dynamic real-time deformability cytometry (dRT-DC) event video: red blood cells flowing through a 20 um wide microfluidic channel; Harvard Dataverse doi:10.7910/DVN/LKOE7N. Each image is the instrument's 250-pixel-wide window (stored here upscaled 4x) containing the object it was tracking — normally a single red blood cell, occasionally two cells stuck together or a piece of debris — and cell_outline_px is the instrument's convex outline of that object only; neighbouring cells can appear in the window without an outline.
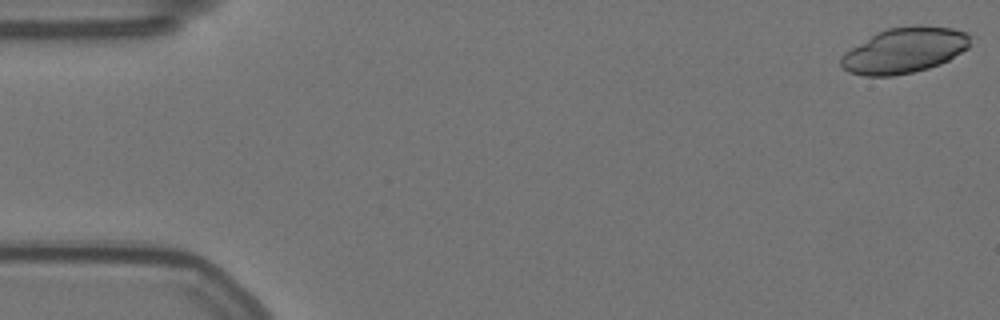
{"species": "Egyptian fruit bat (a non-hibernating species)", "species_latin": "Rousettus aegyptiacus", "temperature_condition": "warm", "stored_images_in_passage": 56, "camera_frame_rate_fps": 3000, "um_per_image_px": 0.085, "animal": {"sex": "female"}, "frame": {"image": 1, "passage_image": 1, "time_ms": 0.0, "image_size_px": [1000, 320], "cell_outline_px": [[968, 48], [948, 60], [940, 64], [928, 68], [912, 72], [892, 76], [864, 76], [848, 72], [840, 68], [840, 56], [844, 52], [876, 32], [888, 28], [916, 24], [920, 24], [952, 28], [968, 32]], "centroid_in_image_um": [76.83, 4.27], "position_along_channel_um": 8.2, "area_um2": 34.56}}